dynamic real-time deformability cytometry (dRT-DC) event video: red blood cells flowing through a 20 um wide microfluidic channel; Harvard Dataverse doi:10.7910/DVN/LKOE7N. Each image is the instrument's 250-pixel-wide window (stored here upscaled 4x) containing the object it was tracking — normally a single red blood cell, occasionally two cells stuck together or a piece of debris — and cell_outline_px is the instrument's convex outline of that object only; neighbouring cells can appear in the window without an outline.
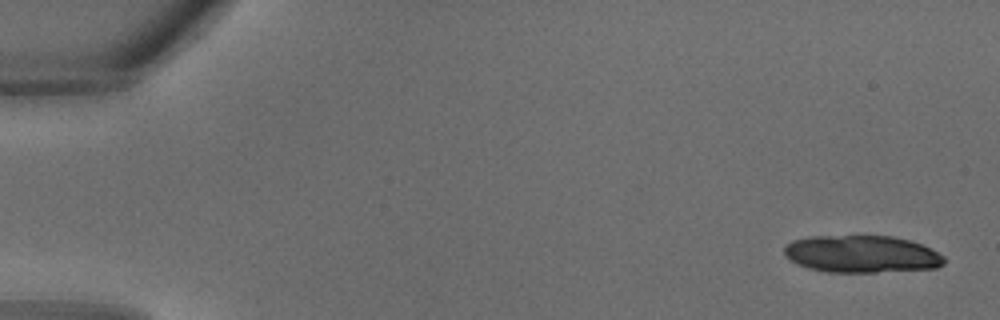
{"species": "common noctule bat (a hibernating species)", "species_latin": "Nyctalus noctula", "temperature_condition": "warm", "stored_images_in_passage": 33, "camera_frame_rate_fps": 3000, "um_per_image_px": 0.085, "animal": {"sex": "male", "body_mass_g": 18.8}, "frame": {"image": 1, "passage_image": 1, "time_ms": 0.0, "image_size_px": [1000, 320], "cell_outline_px": [[944, 264], [936, 268], [876, 272], [828, 272], [808, 268], [784, 256], [784, 248], [792, 240], [808, 236], [892, 236], [908, 240], [920, 244], [944, 256]], "centroid_in_image_um": [73.22, 21.59], "position_along_channel_um": 11.8, "area_um2": 34.51}}
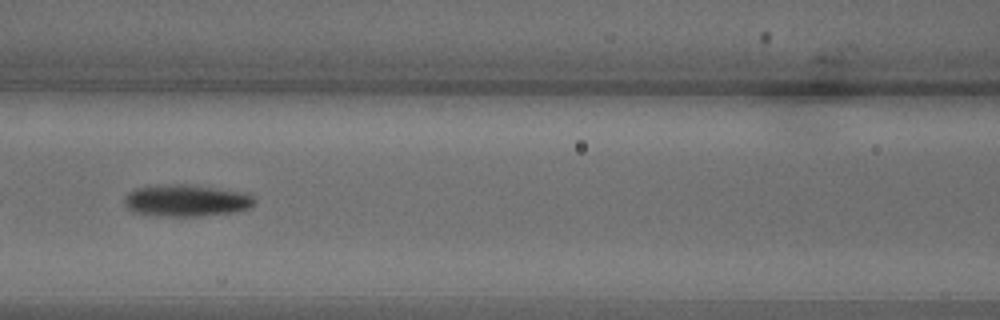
{"frame": {"image": 2, "passage_image": 15, "time_ms": 4.667, "image_size_px": [1000, 320], "cell_outline_px": [[256, 204], [248, 208], [236, 212], [200, 216], [164, 216], [132, 212], [124, 204], [124, 196], [128, 192], [136, 188], [168, 184], [184, 184], [248, 192], [256, 200]], "centroid_in_image_um": [15.86, 17.05], "position_along_channel_um": 150.7, "area_um2": 24.33}}
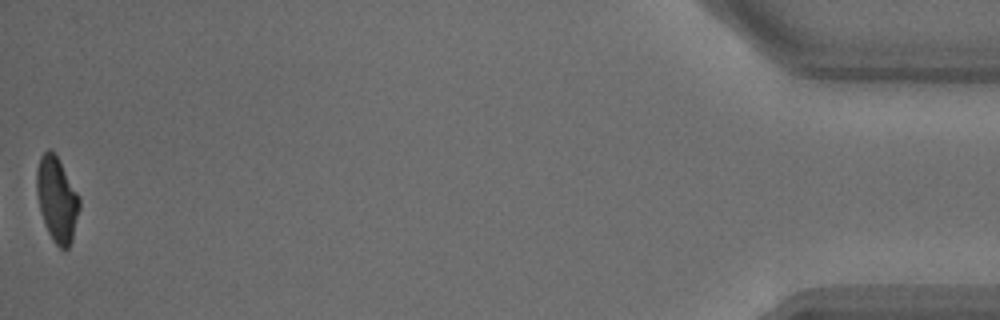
{"frame": {"image": 3, "passage_image": 33, "time_ms": 10.667, "image_size_px": [1000, 320], "cell_outline_px": [[80, 208], [72, 240], [68, 248], [60, 248], [52, 240], [44, 224], [36, 192], [36, 172], [40, 156], [48, 148], [56, 156], [80, 196]], "centroid_in_image_um": [4.84, 16.96], "position_along_channel_um": 430.4, "area_um2": 21.04}}